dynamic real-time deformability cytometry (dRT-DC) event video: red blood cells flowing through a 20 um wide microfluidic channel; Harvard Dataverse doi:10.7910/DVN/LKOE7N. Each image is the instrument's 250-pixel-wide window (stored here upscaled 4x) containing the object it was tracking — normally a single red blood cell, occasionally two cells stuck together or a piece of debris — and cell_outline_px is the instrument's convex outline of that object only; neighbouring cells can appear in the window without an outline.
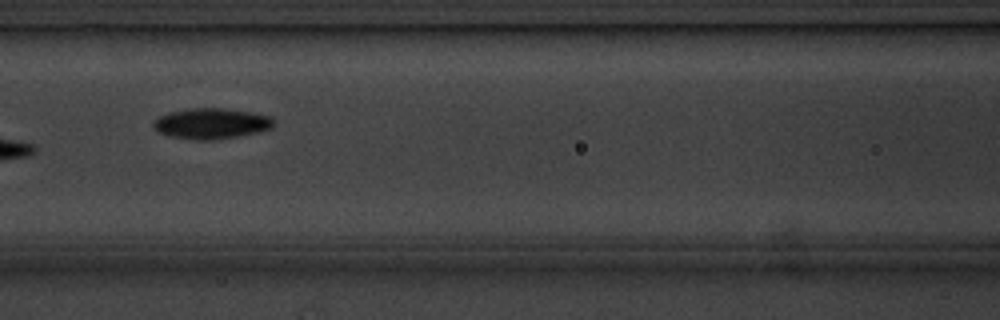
{"species": "common noctule bat (a hibernating species)", "species_latin": "Nyctalus noctula", "temperature_condition": "cold", "stored_images_in_passage": 15, "camera_frame_rate_fps": 3000, "um_per_image_px": 0.085, "animal": {"sex": "male", "body_mass_g": 20.1, "forearm_length_mm": 53.5}, "frame": {"image": 1, "passage_image": 7, "time_ms": 7.667, "image_size_px": [1000, 320], "cell_outline_px": [[276, 124], [272, 128], [240, 136], [212, 140], [196, 140], [168, 136], [152, 128], [152, 124], [160, 116], [168, 112], [188, 108], [224, 108], [252, 112], [272, 116], [276, 120]], "centroid_in_image_um": [18.0, 10.49], "position_along_channel_um": 148.6, "area_um2": 21.79}, "authors_computed_cell_mechanics": {"area_um2": 17.918, "velocity_mm_per_s": 3.5341, "shape_relaxation_time_tau1_ms": 1.5136, "shape_relaxation_time_tau2_ms": null, "deformation_change_tau1": 0.0753, "deformation_change_tau2": null}}